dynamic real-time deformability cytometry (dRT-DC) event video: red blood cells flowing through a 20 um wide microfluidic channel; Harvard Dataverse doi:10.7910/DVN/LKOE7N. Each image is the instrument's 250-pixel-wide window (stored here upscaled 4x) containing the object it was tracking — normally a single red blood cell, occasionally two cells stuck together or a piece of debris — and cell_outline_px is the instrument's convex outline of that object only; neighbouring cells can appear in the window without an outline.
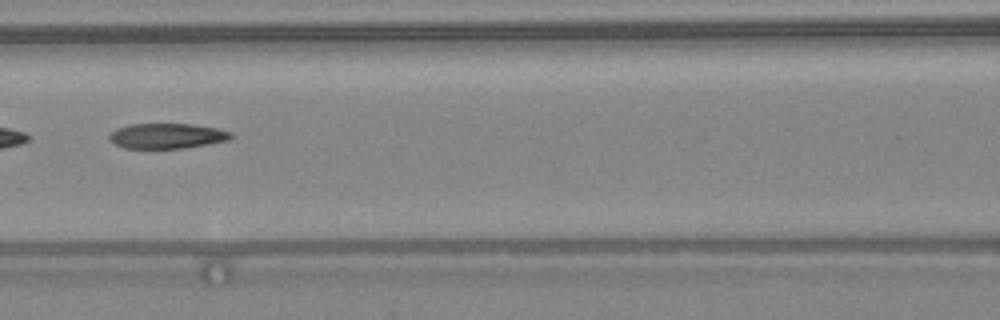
{"species": "common noctule bat (a hibernating species)", "species_latin": "Nyctalus noctula", "temperature_condition": "warm", "stored_images_in_passage": 46, "segment_of_instrument_passage": [2, 2], "camera_frame_rate_fps": 3000, "um_per_image_px": 0.085, "animal": {"sex": "female", "body_mass_g": 24.6, "forearm_length_mm": 56.2}, "frame": {"image": 1, "passage_image": 21, "time_ms": 6.667, "image_size_px": [1000, 320], "cell_outline_px": [[232, 136], [228, 140], [208, 144], [184, 148], [124, 148], [112, 144], [108, 140], [108, 136], [116, 128], [128, 124], [192, 124], [216, 128], [232, 132]], "centroid_in_image_um": [14.14, 11.55], "position_along_channel_um": 152.5, "area_um2": 17.98}}
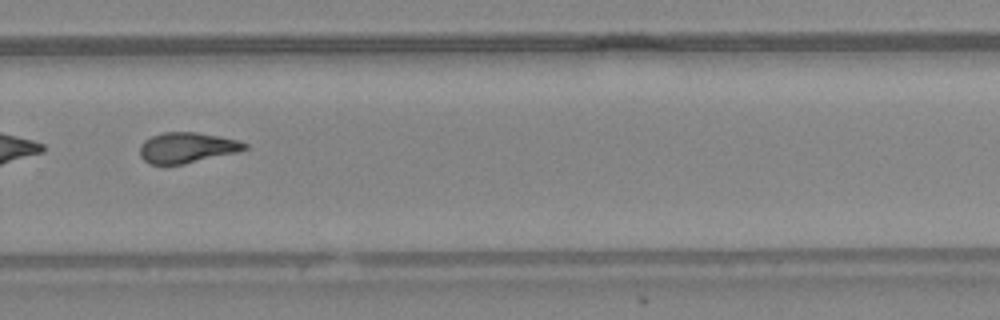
{"frame": {"image": 2, "passage_image": 32, "time_ms": 10.333, "image_size_px": [1000, 320], "cell_outline_px": [[248, 148], [236, 152], [184, 164], [148, 164], [140, 156], [140, 144], [144, 140], [152, 136], [164, 132], [196, 132], [220, 136], [236, 140], [248, 144]], "centroid_in_image_um": [15.86, 12.55], "position_along_channel_um": 313.9, "area_um2": 18.55}}